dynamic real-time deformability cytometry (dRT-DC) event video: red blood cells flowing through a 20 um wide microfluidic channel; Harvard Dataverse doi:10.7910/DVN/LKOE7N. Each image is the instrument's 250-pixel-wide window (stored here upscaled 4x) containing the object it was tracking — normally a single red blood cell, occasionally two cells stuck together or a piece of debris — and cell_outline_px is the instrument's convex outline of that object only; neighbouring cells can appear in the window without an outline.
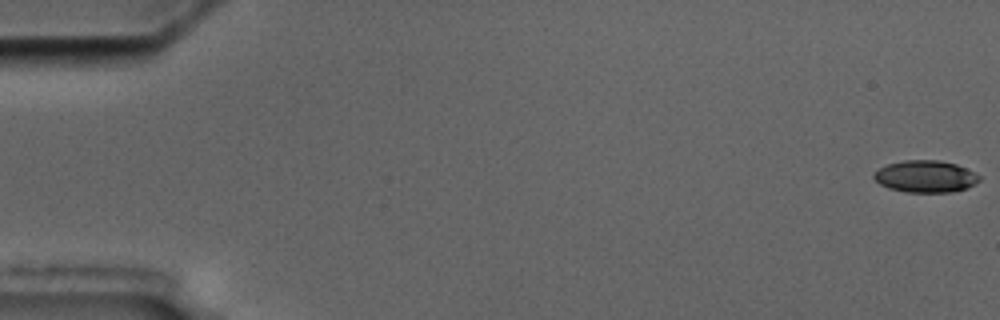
{"species": "common noctule bat (a hibernating species)", "species_latin": "Nyctalus noctula", "temperature_condition": "cold", "stored_images_in_passage": 6, "segment_of_instrument_passage": [1, 2], "camera_frame_rate_fps": 3000, "um_per_image_px": 0.085, "animal": {"sex": "male", "body_mass_g": 17.5, "forearm_length_mm": 52.3}, "frame": {"image": 1, "passage_image": 1, "time_ms": 0.0, "image_size_px": [1000, 320], "cell_outline_px": [[980, 180], [976, 184], [968, 188], [952, 192], [908, 192], [888, 188], [880, 184], [872, 176], [880, 168], [888, 164], [904, 160], [940, 160], [956, 164], [980, 176]], "centroid_in_image_um": [78.68, 15.0], "position_along_channel_um": 6.3, "area_um2": 19.54}}
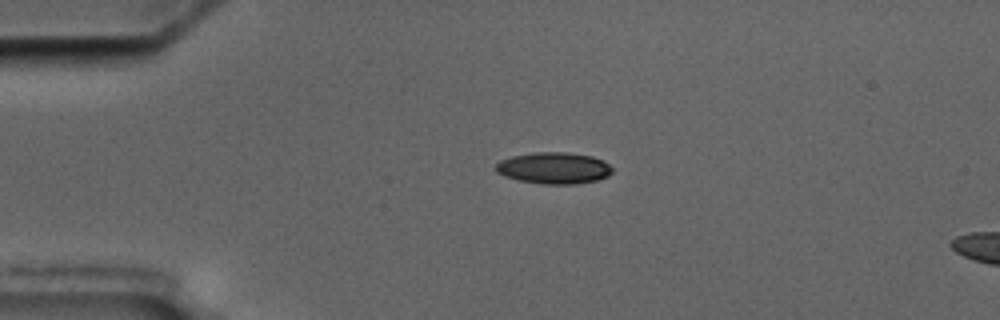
{"frame": {"image": 2, "passage_image": 5, "time_ms": 4.333, "image_size_px": [1000, 320], "cell_outline_px": [[612, 172], [608, 176], [596, 180], [576, 184], [544, 184], [520, 180], [504, 176], [496, 172], [496, 164], [500, 160], [512, 156], [536, 152], [568, 152], [592, 156], [604, 160], [612, 168]], "centroid_in_image_um": [47.09, 14.28], "position_along_channel_um": 37.9, "area_um2": 21.39}}